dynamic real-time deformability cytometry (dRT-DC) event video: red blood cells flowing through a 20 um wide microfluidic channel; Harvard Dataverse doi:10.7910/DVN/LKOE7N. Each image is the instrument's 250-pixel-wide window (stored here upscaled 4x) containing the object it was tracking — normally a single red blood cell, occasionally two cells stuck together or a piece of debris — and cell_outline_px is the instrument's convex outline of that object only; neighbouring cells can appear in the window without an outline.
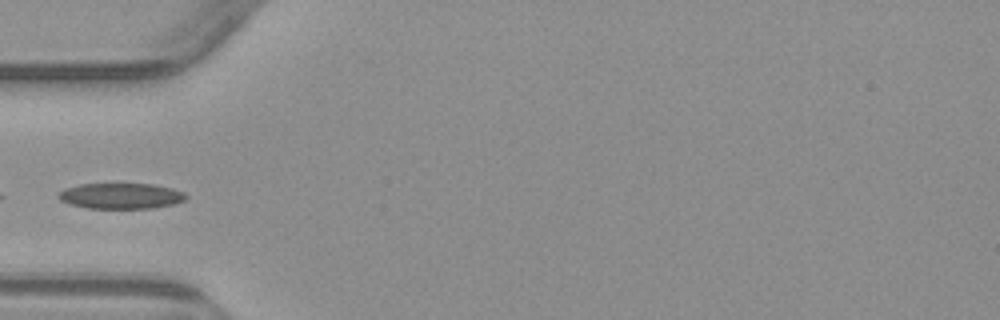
{"species": "common noctule bat (a hibernating species)", "species_latin": "Nyctalus noctula", "temperature_condition": "warm", "stored_images_in_passage": 5, "camera_frame_rate_fps": 3000, "um_per_image_px": 0.085, "animal": {"sex": "male", "body_mass_g": 23.1, "forearm_length_mm": 52.7}, "frame": {"image": 1, "passage_image": 5, "time_ms": 4.667, "image_size_px": [1000, 320], "cell_outline_px": [[188, 196], [184, 200], [172, 204], [152, 208], [88, 208], [68, 204], [60, 200], [56, 196], [64, 188], [80, 184], [152, 184], [172, 188], [184, 192]], "centroid_in_image_um": [10.25, 16.65], "position_along_channel_um": 74.8, "area_um2": 19.07}}